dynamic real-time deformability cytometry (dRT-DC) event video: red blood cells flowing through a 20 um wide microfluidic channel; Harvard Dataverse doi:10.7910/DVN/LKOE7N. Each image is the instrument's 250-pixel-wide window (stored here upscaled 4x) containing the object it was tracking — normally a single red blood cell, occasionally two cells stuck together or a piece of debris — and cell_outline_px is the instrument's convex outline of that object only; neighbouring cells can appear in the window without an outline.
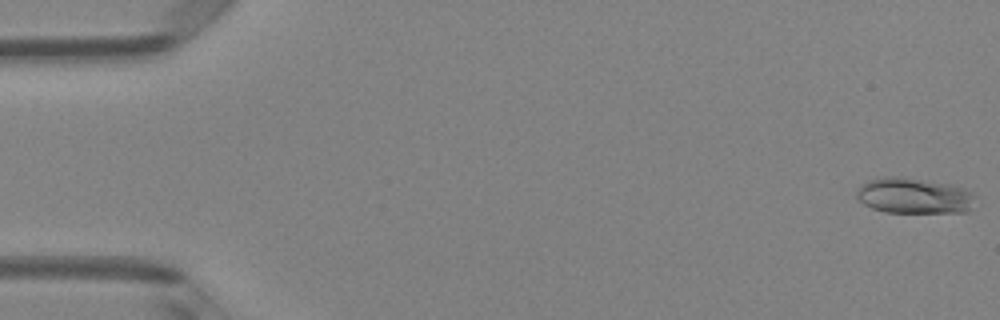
{"species": "Egyptian fruit bat (a non-hibernating species)", "species_latin": "Rousettus aegyptiacus", "temperature_condition": "room temperature", "stored_images_in_passage": 5, "camera_frame_rate_fps": 3000, "um_per_image_px": 0.085, "animal": {"sex": "female"}, "frame": {"image": 1, "passage_image": 1, "time_ms": 0.0, "image_size_px": [1000, 320], "cell_outline_px": [[972, 196], [968, 208], [964, 212], [884, 212], [872, 208], [864, 204], [856, 196], [856, 188], [868, 180], [888, 176], [900, 176], [952, 184], [964, 188], [972, 192]], "centroid_in_image_um": [77.61, 16.62], "position_along_channel_um": 7.4, "area_um2": 24.45}}
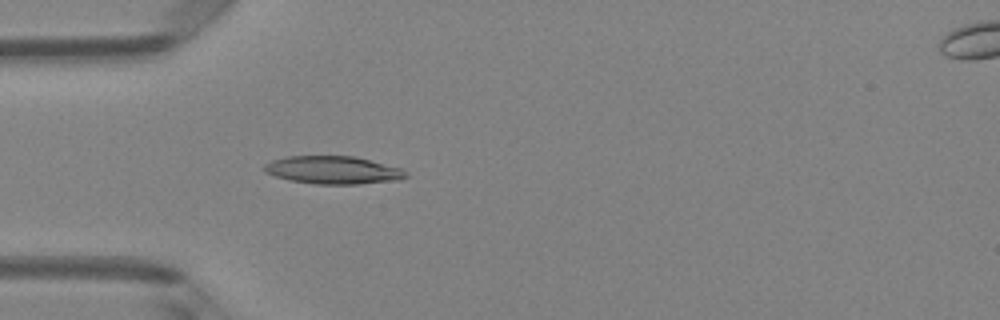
{"frame": {"image": 2, "passage_image": 5, "time_ms": 1.333, "image_size_px": [1000, 320], "cell_outline_px": [[408, 176], [400, 180], [356, 184], [316, 184], [292, 180], [276, 176], [264, 172], [264, 164], [272, 160], [288, 156], [356, 156], [400, 168], [408, 172]], "centroid_in_image_um": [28.34, 14.45], "position_along_channel_um": 56.7, "area_um2": 22.95}}